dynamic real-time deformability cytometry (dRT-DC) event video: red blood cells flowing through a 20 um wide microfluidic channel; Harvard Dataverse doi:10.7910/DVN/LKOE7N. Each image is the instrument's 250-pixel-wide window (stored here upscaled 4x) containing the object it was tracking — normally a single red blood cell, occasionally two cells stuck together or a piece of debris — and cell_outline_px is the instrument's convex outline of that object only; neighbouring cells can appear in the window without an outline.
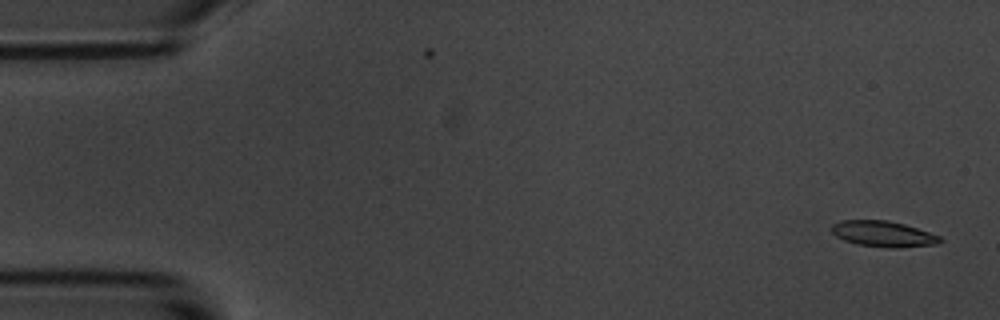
{"species": "common noctule bat (a hibernating species)", "species_latin": "Nyctalus noctula", "temperature_condition": "room temperature", "stored_images_in_passage": 5, "camera_frame_rate_fps": 3000, "um_per_image_px": 0.085, "animal": {"sex": "male", "body_mass_g": 20.1, "forearm_length_mm": 53.5}, "frame": {"image": 1, "passage_image": 1, "time_ms": 0.0, "image_size_px": [1000, 320], "cell_outline_px": [[944, 240], [936, 244], [896, 248], [892, 248], [856, 244], [844, 240], [836, 236], [832, 232], [832, 224], [840, 220], [888, 220], [904, 224], [940, 236]], "centroid_in_image_um": [75.06, 19.88], "position_along_channel_um": 9.9, "area_um2": 16.24}}
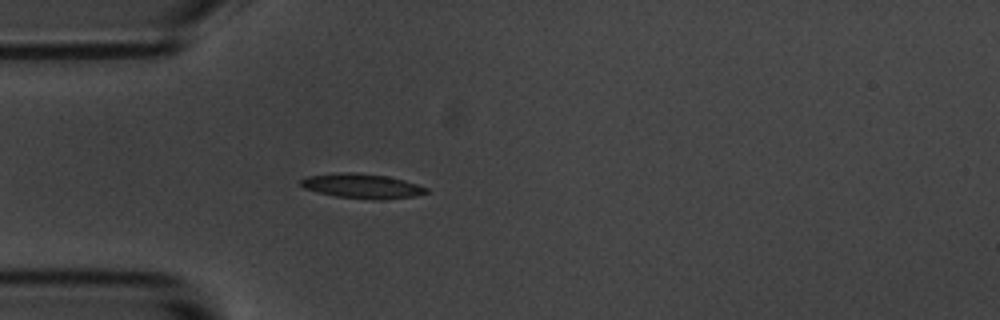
{"frame": {"image": 2, "passage_image": 5, "time_ms": 4.667, "image_size_px": [1000, 320], "cell_outline_px": [[428, 192], [412, 196], [384, 200], [372, 200], [336, 196], [316, 192], [304, 188], [300, 184], [300, 180], [304, 176], [336, 172], [356, 172], [388, 176], [404, 180], [428, 188]], "centroid_in_image_um": [30.72, 15.8], "position_along_channel_um": 54.3, "area_um2": 18.26}}